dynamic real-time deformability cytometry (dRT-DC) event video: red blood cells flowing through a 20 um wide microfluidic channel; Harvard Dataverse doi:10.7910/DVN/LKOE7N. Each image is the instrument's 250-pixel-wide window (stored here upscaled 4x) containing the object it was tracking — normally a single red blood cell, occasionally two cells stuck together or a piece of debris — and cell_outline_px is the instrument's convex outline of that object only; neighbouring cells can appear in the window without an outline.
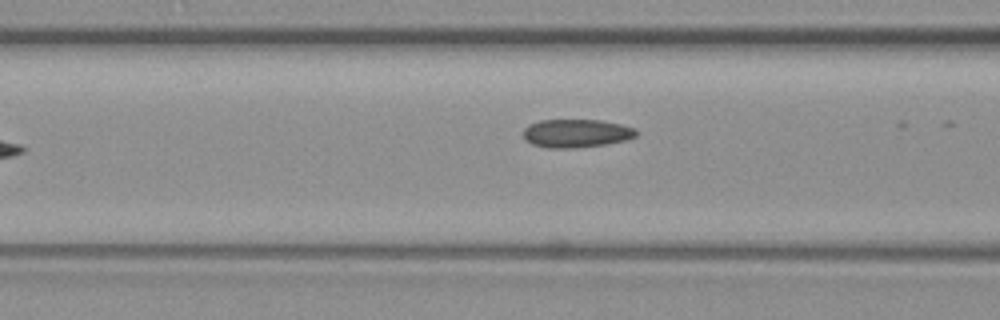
{"species": "common noctule bat (a hibernating species)", "species_latin": "Nyctalus noctula", "temperature_condition": "warm", "stored_images_in_passage": 5, "camera_frame_rate_fps": 3000, "um_per_image_px": 0.085, "animal": {"sex": "female", "body_mass_g": 19.3, "forearm_length_mm": 54.1}, "frame": {"image": 1, "passage_image": 4, "time_ms": 1.0, "image_size_px": [1000, 320], "cell_outline_px": [[640, 132], [636, 136], [628, 140], [604, 144], [576, 148], [548, 148], [532, 144], [524, 140], [524, 128], [528, 124], [540, 120], [600, 120], [620, 124], [636, 128]], "centroid_in_image_um": [49.0, 11.33], "position_along_channel_um": 117.6, "area_um2": 18.84}}
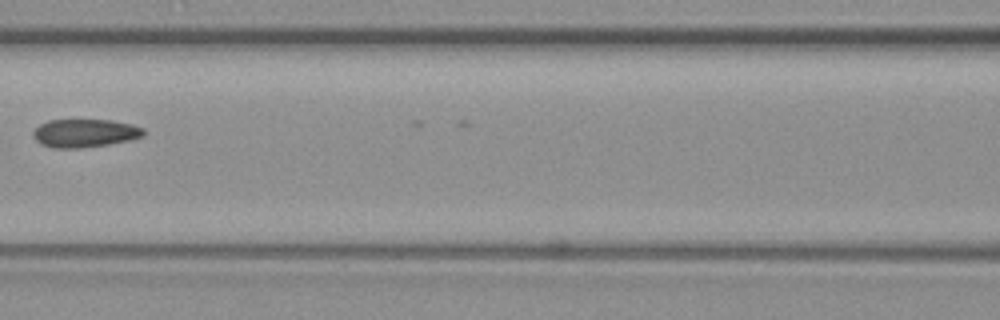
{"frame": {"image": 2, "passage_image": 5, "time_ms": 1.333, "image_size_px": [1000, 320], "cell_outline_px": [[144, 136], [132, 140], [108, 144], [80, 148], [52, 148], [40, 144], [32, 136], [32, 132], [40, 124], [48, 120], [112, 120], [132, 124], [144, 128]], "centroid_in_image_um": [7.21, 11.32], "position_along_channel_um": 159.4, "area_um2": 18.32}}